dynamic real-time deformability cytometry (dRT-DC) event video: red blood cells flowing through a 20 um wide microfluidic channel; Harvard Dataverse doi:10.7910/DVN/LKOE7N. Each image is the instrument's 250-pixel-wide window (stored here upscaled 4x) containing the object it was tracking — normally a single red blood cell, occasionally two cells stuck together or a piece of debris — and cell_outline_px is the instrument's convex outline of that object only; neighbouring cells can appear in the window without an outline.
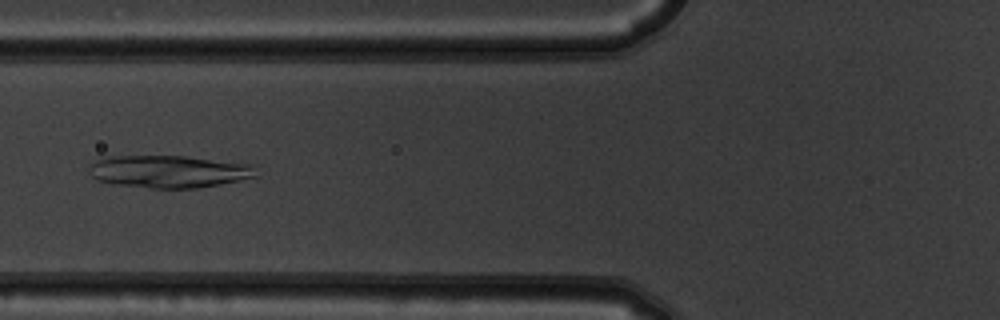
{"species": "common noctule bat (a hibernating species)", "species_latin": "Nyctalus noctula", "temperature_condition": "warm", "stored_images_in_passage": 4, "camera_frame_rate_fps": 3000, "um_per_image_px": 0.085, "animal": {"sex": "male", "body_mass_g": 19.5, "forearm_length_mm": 54.6}, "frame": {"image": 1, "passage_image": 3, "time_ms": 0.667, "image_size_px": [1000, 320], "cell_outline_px": [[260, 176], [220, 184], [196, 188], [152, 188], [112, 184], [96, 180], [88, 172], [92, 164], [96, 160], [104, 156], [184, 156], [256, 164]], "centroid_in_image_um": [14.41, 14.57], "position_along_channel_um": 111.4, "area_um2": 32.02}}